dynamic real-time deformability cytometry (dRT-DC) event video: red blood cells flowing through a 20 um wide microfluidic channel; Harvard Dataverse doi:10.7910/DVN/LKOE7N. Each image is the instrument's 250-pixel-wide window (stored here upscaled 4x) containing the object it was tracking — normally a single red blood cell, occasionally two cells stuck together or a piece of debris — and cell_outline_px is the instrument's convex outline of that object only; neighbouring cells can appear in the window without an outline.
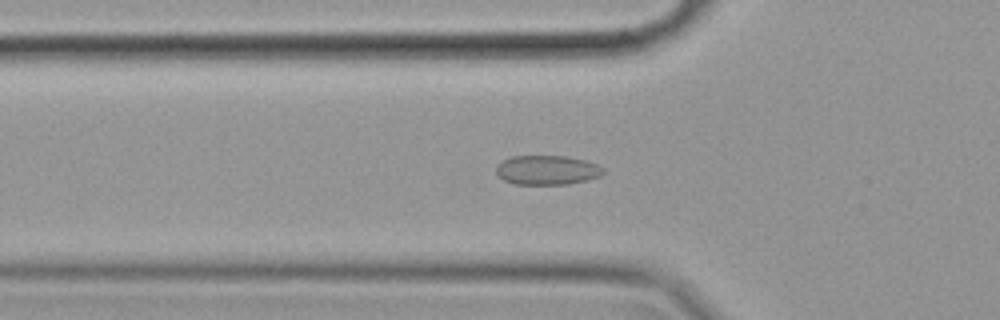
{"species": "common noctule bat (a hibernating species)", "species_latin": "Nyctalus noctula", "temperature_condition": "cold", "stored_images_in_passage": 57, "camera_frame_rate_fps": 3000, "um_per_image_px": 0.085, "animal": {"sex": "female", "body_mass_g": 19.9}, "frame": {"image": 1, "passage_image": 19, "time_ms": 6.0, "image_size_px": [1000, 320], "cell_outline_px": [[604, 172], [600, 176], [588, 180], [568, 184], [512, 184], [504, 180], [496, 172], [496, 168], [504, 160], [512, 156], [564, 156], [584, 160], [596, 164], [604, 168]], "centroid_in_image_um": [46.52, 14.46], "position_along_channel_um": 79.3, "area_um2": 18.21}}
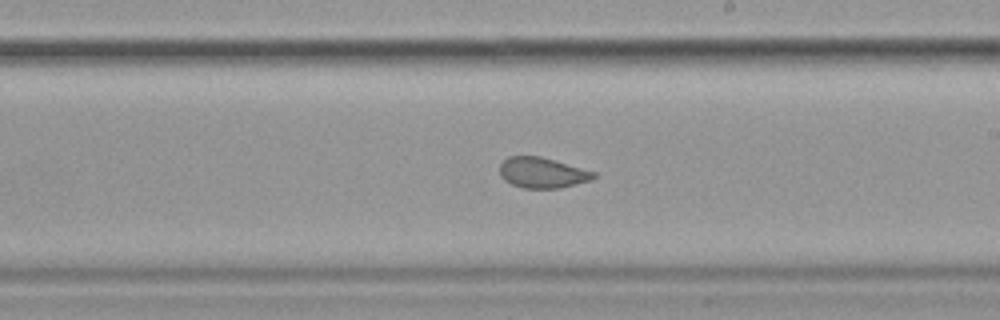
{"frame": {"image": 2, "passage_image": 33, "time_ms": 10.667, "image_size_px": [1000, 320], "cell_outline_px": [[596, 176], [592, 180], [560, 188], [524, 188], [512, 184], [504, 180], [500, 176], [500, 164], [508, 156], [540, 156], [596, 172]], "centroid_in_image_um": [46.09, 14.68], "position_along_channel_um": 242.9, "area_um2": 16.7}}
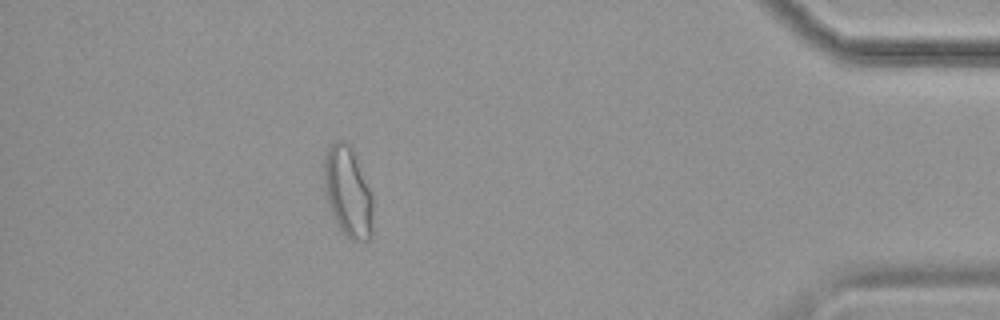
{"frame": {"image": 3, "passage_image": 51, "time_ms": 16.667, "image_size_px": [1000, 320], "cell_outline_px": [[372, 236], [364, 244], [356, 244], [336, 224], [324, 192], [324, 160], [328, 148], [336, 140], [344, 140], [352, 148], [372, 196]], "centroid_in_image_um": [29.57, 16.37], "position_along_channel_um": 405.6, "area_um2": 25.78}, "authors_computed_cell_mechanics": {"area_um2": 19.9988, "velocity_mm_per_s": 3.5059, "shape_relaxation_time_tau1_ms": null, "shape_relaxation_time_tau2_ms": 1.0905, "deformation_change_tau1": null, "deformation_change_tau2": 0.0402}}